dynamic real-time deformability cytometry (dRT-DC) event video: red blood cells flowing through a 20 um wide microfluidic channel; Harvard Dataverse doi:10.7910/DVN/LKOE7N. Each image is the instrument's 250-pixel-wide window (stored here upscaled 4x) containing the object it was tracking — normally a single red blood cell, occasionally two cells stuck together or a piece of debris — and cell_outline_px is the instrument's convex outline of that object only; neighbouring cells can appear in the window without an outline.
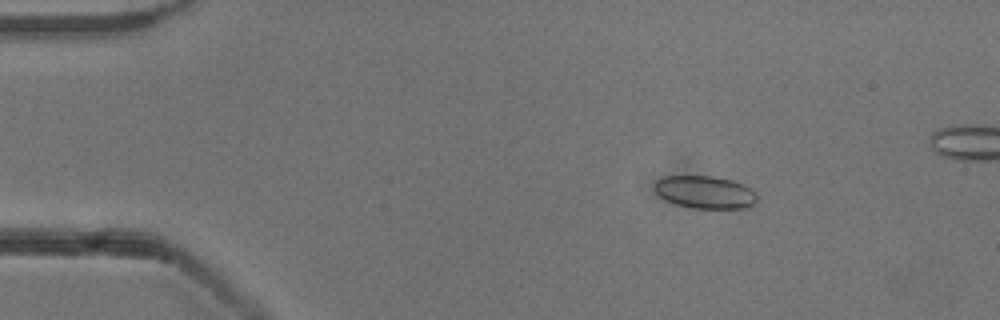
{"species": "common noctule bat (a hibernating species)", "species_latin": "Nyctalus noctula", "temperature_condition": "cold", "stored_images_in_passage": 6, "camera_frame_rate_fps": 3000, "um_per_image_px": 0.085, "animal": {"sex": "male", "body_mass_g": 13.3}, "frame": {"image": 1, "passage_image": 3, "time_ms": 2.333, "image_size_px": [1000, 320], "cell_outline_px": [[756, 200], [748, 208], [692, 208], [676, 204], [660, 196], [656, 192], [656, 180], [664, 176], [712, 176], [736, 180], [752, 188], [756, 192]], "centroid_in_image_um": [59.98, 16.32], "position_along_channel_um": 25.0, "area_um2": 19.54}}